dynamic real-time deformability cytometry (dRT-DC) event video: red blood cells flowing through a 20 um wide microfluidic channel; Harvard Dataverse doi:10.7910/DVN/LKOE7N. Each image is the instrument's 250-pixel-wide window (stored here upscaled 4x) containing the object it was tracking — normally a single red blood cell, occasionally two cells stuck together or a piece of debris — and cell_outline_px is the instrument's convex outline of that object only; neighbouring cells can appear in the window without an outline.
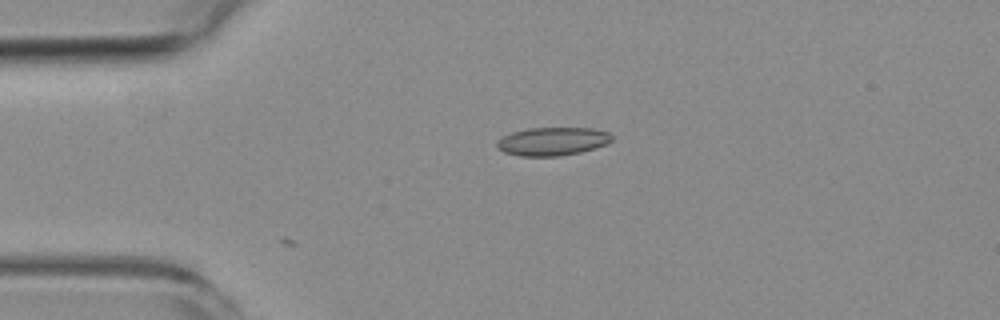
{"species": "common noctule bat (a hibernating species)", "species_latin": "Nyctalus noctula", "temperature_condition": "room temperature", "stored_images_in_passage": 3, "camera_frame_rate_fps": 3000, "um_per_image_px": 0.085, "animal": {"sex": "female", "body_mass_g": 19.3, "forearm_length_mm": 54.1}, "frame": {"image": 1, "passage_image": 2, "time_ms": 1.333, "image_size_px": [1000, 320], "cell_outline_px": [[612, 140], [608, 144], [596, 148], [580, 152], [560, 156], [520, 156], [504, 152], [496, 148], [496, 140], [512, 132], [528, 128], [592, 128], [608, 132], [612, 136]], "centroid_in_image_um": [46.96, 12.02], "position_along_channel_um": 38.0, "area_um2": 19.07}}